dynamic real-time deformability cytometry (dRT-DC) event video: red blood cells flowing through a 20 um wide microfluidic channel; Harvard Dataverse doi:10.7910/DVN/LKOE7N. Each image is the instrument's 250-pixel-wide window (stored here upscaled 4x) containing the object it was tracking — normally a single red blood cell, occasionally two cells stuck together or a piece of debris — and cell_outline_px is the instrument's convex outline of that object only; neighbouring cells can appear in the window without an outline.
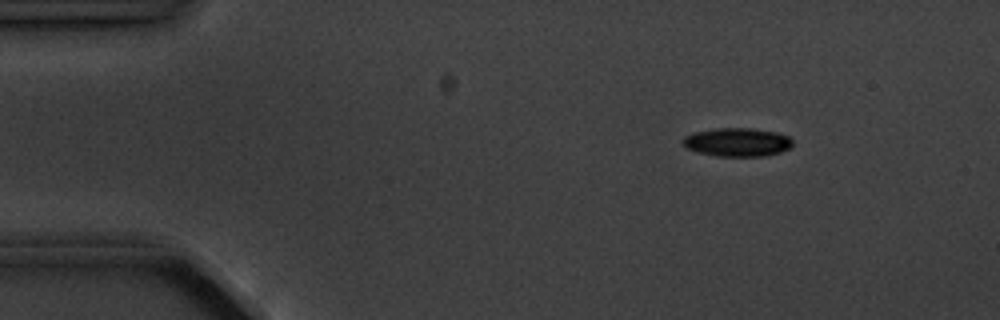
{"species": "common noctule bat (a hibernating species)", "species_latin": "Nyctalus noctula", "temperature_condition": "cold", "stored_images_in_passage": 6, "camera_frame_rate_fps": 3000, "um_per_image_px": 0.085, "animal": {"sex": "male", "body_mass_g": 20.1, "forearm_length_mm": 53.5}, "frame": {"image": 1, "passage_image": 3, "time_ms": 2.333, "image_size_px": [1000, 320], "cell_outline_px": [[792, 144], [788, 148], [780, 152], [764, 156], [716, 156], [696, 152], [688, 148], [684, 144], [684, 136], [692, 132], [716, 128], [748, 128], [776, 132], [788, 136], [792, 140]], "centroid_in_image_um": [62.65, 12.08], "position_along_channel_um": 22.4, "area_um2": 18.15}}
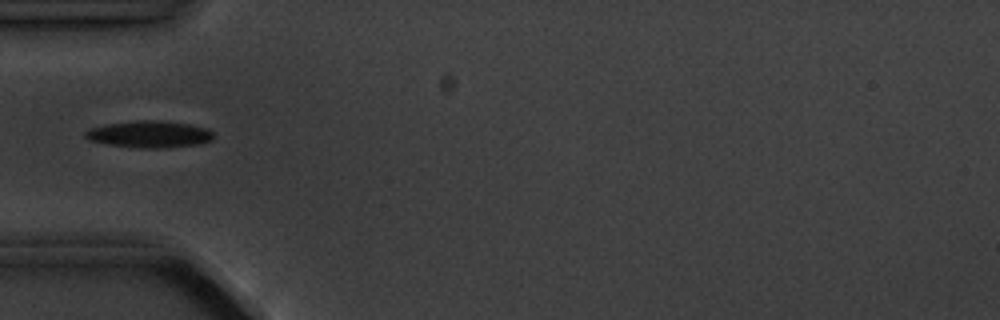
{"frame": {"image": 2, "passage_image": 6, "time_ms": 5.667, "image_size_px": [1000, 320], "cell_outline_px": [[212, 140], [200, 144], [164, 148], [140, 148], [108, 144], [88, 140], [84, 136], [84, 132], [88, 128], [104, 124], [136, 120], [160, 120], [188, 124], [208, 128], [212, 132]], "centroid_in_image_um": [12.66, 11.4], "position_along_channel_um": 72.3, "area_um2": 20.23}}